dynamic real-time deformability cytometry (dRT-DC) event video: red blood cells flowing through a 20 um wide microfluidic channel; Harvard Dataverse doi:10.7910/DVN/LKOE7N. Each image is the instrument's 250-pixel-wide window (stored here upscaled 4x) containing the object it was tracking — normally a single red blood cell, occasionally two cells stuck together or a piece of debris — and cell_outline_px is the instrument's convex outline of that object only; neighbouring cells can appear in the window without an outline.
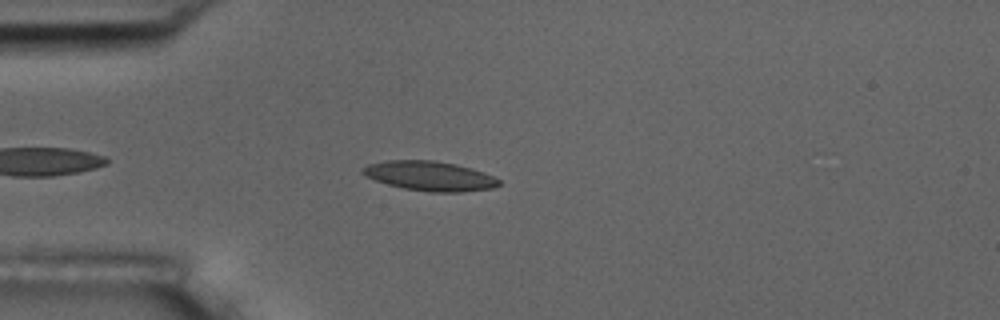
{"species": "common noctule bat (a hibernating species)", "species_latin": "Nyctalus noctula", "temperature_condition": "room temperature", "stored_images_in_passage": 2, "camera_frame_rate_fps": 3000, "um_per_image_px": 0.085, "animal": {"sex": "male", "body_mass_g": 17.5, "forearm_length_mm": 52.3}, "frame": {"image": 1, "passage_image": 2, "time_ms": 1.333, "image_size_px": [1000, 320], "cell_outline_px": [[500, 184], [492, 188], [460, 192], [432, 192], [404, 188], [388, 184], [364, 176], [360, 172], [360, 168], [368, 164], [388, 160], [436, 160], [456, 164], [472, 168], [484, 172], [500, 180]], "centroid_in_image_um": [36.5, 14.94], "position_along_channel_um": 48.5, "area_um2": 23.52}}